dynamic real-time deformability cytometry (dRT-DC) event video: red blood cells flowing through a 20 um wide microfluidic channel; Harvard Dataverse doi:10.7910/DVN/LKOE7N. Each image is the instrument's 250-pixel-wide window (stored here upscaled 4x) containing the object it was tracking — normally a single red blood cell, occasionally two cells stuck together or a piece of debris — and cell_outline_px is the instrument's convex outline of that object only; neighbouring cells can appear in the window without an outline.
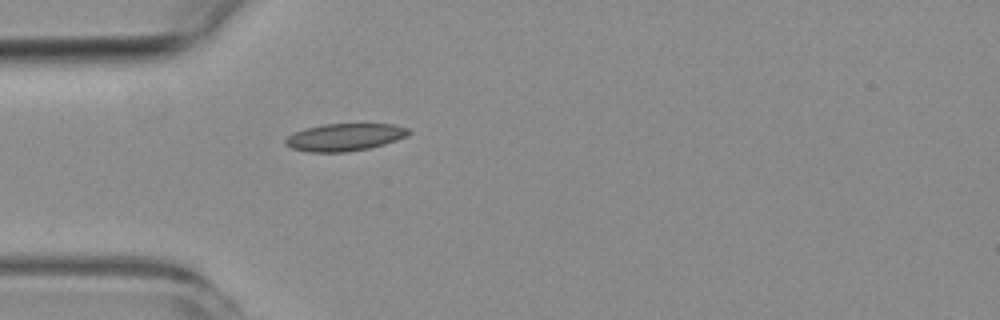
{"species": "common noctule bat (a hibernating species)", "species_latin": "Nyctalus noctula", "temperature_condition": "room temperature", "stored_images_in_passage": 1, "camera_frame_rate_fps": 3000, "um_per_image_px": 0.085, "animal": {"sex": "female", "body_mass_g": 19.3, "forearm_length_mm": 54.1}, "frame": {"image": 1, "passage_image": 1, "time_ms": 0.0, "image_size_px": [1000, 320], "cell_outline_px": [[412, 132], [396, 140], [384, 144], [368, 148], [348, 152], [308, 152], [292, 148], [284, 144], [284, 140], [288, 136], [304, 128], [324, 124], [392, 124], [408, 128]], "centroid_in_image_um": [29.27, 11.66], "position_along_channel_um": 55.7, "area_um2": 19.59}}